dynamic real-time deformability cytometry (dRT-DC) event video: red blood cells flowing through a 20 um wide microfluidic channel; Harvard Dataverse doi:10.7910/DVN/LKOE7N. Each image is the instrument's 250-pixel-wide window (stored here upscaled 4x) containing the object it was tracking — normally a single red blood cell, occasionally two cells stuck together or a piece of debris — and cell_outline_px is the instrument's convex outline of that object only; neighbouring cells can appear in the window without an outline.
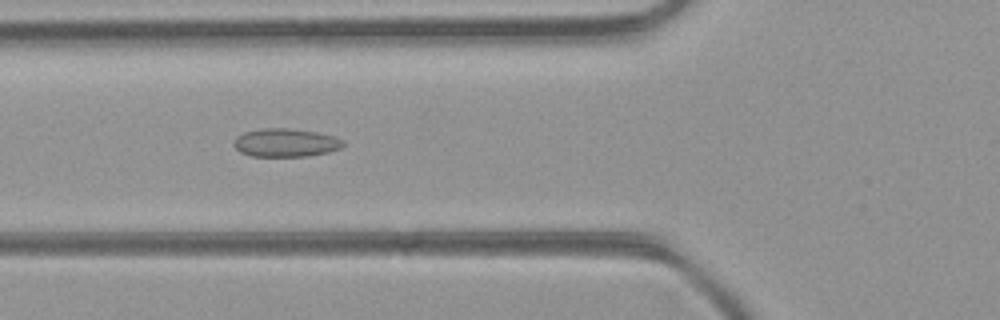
{"species": "common noctule bat (a hibernating species)", "species_latin": "Nyctalus noctula", "temperature_condition": "room temperature", "stored_images_in_passage": 45, "camera_frame_rate_fps": 3000, "um_per_image_px": 0.085, "animal": {"sex": "female", "body_mass_g": 21.9}, "frame": {"image": 1, "passage_image": 15, "time_ms": 4.667, "image_size_px": [1000, 320], "cell_outline_px": [[344, 144], [340, 148], [328, 152], [308, 156], [252, 156], [240, 152], [232, 144], [236, 136], [244, 132], [264, 128], [288, 128], [316, 132], [336, 136], [344, 140]], "centroid_in_image_um": [24.28, 12.12], "position_along_channel_um": 101.5, "area_um2": 18.09}}
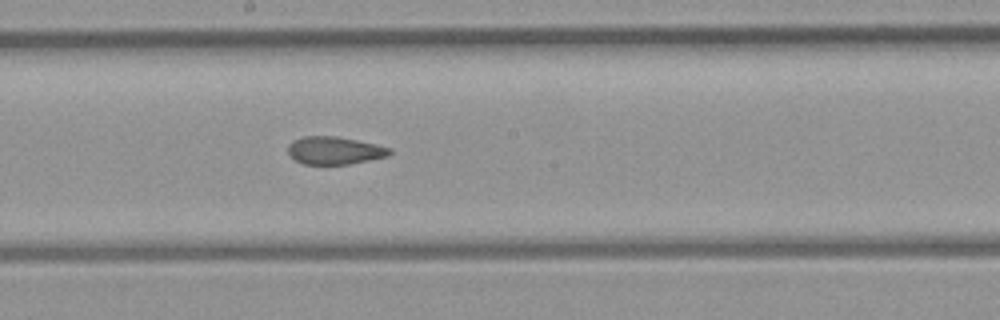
{"frame": {"image": 2, "passage_image": 23, "time_ms": 7.333, "image_size_px": [1000, 320], "cell_outline_px": [[392, 152], [388, 156], [348, 164], [304, 164], [288, 156], [288, 144], [292, 140], [304, 136], [336, 136], [376, 144], [392, 148]], "centroid_in_image_um": [28.41, 12.78], "position_along_channel_um": 219.8, "area_um2": 16.47}}
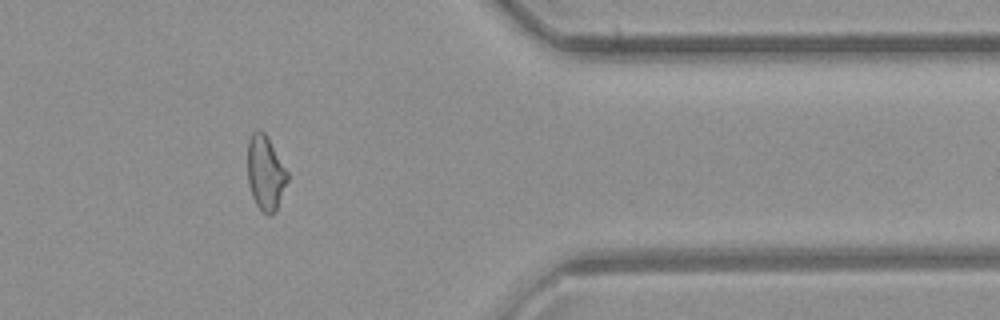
{"frame": {"image": 3, "passage_image": 36, "time_ms": 11.667, "image_size_px": [1000, 320], "cell_outline_px": [[288, 180], [276, 208], [268, 216], [256, 204], [252, 196], [248, 180], [248, 140], [252, 132], [256, 128], [260, 128], [264, 132], [288, 172]], "centroid_in_image_um": [22.55, 14.64], "position_along_channel_um": 388.9, "area_um2": 16.99}, "authors_computed_cell_mechanics": {"area_um2": 17.7446, "velocity_mm_per_s": 4.4059, "shape_relaxation_time_tau1_ms": null, "shape_relaxation_time_tau2_ms": 2.4965, "deformation_change_tau1": null, "deformation_change_tau2": 0.0923}}